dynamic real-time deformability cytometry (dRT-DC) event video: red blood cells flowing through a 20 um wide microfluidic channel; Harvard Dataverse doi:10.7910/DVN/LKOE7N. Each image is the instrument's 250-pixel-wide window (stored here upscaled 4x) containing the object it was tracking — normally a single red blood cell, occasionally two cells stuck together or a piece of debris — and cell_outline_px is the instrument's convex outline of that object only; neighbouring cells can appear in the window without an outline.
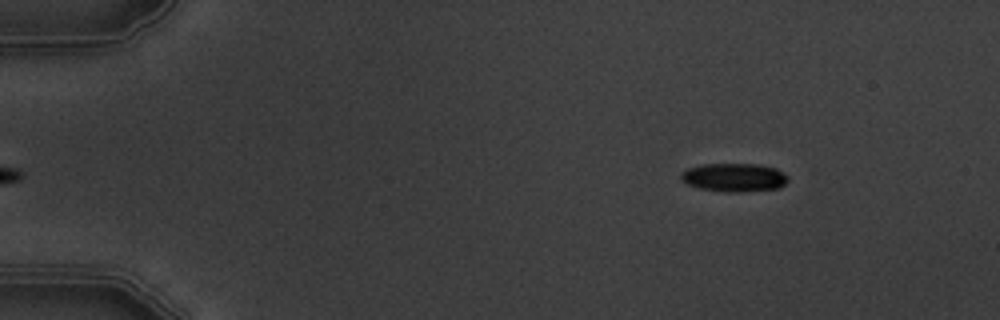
{"species": "common noctule bat (a hibernating species)", "species_latin": "Nyctalus noctula", "temperature_condition": "warm", "stored_images_in_passage": 5, "camera_frame_rate_fps": 3000, "um_per_image_px": 0.085, "animal": {"sex": "male", "body_mass_g": 19.5, "forearm_length_mm": 54.6}, "frame": {"image": 1, "passage_image": 5, "time_ms": 5.667, "image_size_px": [1000, 320], "cell_outline_px": [[788, 180], [780, 188], [740, 192], [724, 192], [700, 188], [688, 184], [680, 180], [680, 172], [688, 168], [704, 164], [756, 164], [776, 168], [784, 172], [788, 176]], "centroid_in_image_um": [62.4, 15.08], "position_along_channel_um": 22.6, "area_um2": 17.86}}